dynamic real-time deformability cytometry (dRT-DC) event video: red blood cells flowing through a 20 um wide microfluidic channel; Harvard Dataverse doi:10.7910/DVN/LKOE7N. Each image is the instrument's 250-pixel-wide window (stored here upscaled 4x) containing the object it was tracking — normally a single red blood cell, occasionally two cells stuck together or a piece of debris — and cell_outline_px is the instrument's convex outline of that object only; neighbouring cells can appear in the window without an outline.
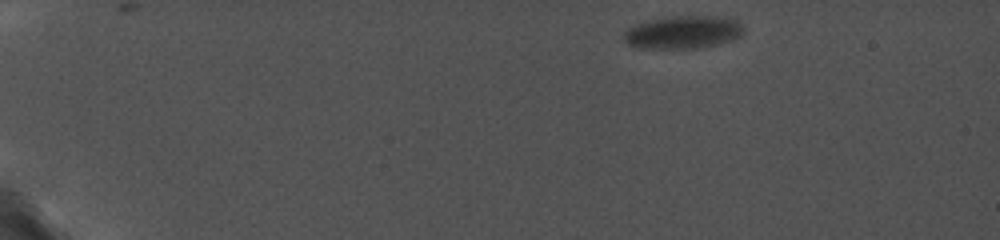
{"species": "common noctule bat (a hibernating species)", "species_latin": "Nyctalus noctula", "temperature_condition": "cold", "stored_images_in_passage": 33, "camera_frame_rate_fps": 5000, "um_per_image_px": 0.085, "animal": {"sex": "female", "body_mass_g": 19.0, "forearm_length_mm": 56.7}, "frame": {"image": 1, "passage_image": 1, "time_ms": 0.0, "image_size_px": [1000, 240], "cell_outline_px": [[744, 32], [740, 36], [732, 40], [716, 44], [696, 48], [636, 48], [628, 44], [624, 40], [624, 32], [632, 24], [648, 20], [668, 16], [704, 16], [736, 20], [744, 28]], "centroid_in_image_um": [57.99, 2.74], "position_along_channel_um": 27.0, "area_um2": 22.89}}
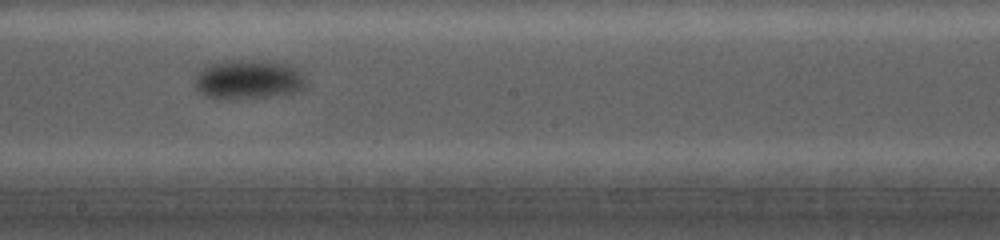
{"frame": {"image": 2, "passage_image": 20, "time_ms": 9.0, "image_size_px": [1000, 240], "cell_outline_px": [[308, 88], [300, 92], [280, 96], [236, 100], [204, 96], [196, 88], [196, 76], [208, 64], [236, 60], [256, 60], [296, 64], [304, 76], [308, 84]], "centroid_in_image_um": [21.26, 6.78], "position_along_channel_um": 226.9, "area_um2": 26.36}}
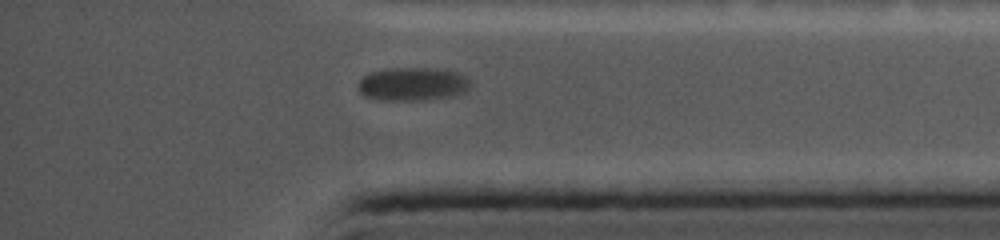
{"frame": {"image": 3, "passage_image": 30, "time_ms": 13.8, "image_size_px": [1000, 240], "cell_outline_px": [[468, 88], [464, 92], [452, 96], [424, 100], [380, 100], [364, 96], [360, 92], [360, 80], [364, 76], [372, 72], [388, 68], [440, 68], [456, 72], [464, 76], [468, 80]], "centroid_in_image_um": [35.07, 7.14], "position_along_channel_um": 400.1, "area_um2": 21.62}, "authors_computed_cell_mechanics": {"area_um2": 24.1026, "velocity_mm_per_s": 3.5766, "shape_relaxation_time_tau1_ms": 4.6637, "shape_relaxation_time_tau2_ms": null, "deformation_change_tau1": 0.0446, "deformation_change_tau2": null}}